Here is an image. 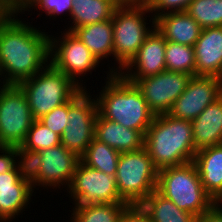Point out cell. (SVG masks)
<instances>
[{
  "label": "cell",
  "instance_id": "obj_1",
  "mask_svg": "<svg viewBox=\"0 0 222 222\" xmlns=\"http://www.w3.org/2000/svg\"><path fill=\"white\" fill-rule=\"evenodd\" d=\"M33 26L20 14L0 13V84L18 85L49 63L50 34Z\"/></svg>",
  "mask_w": 222,
  "mask_h": 222
},
{
  "label": "cell",
  "instance_id": "obj_2",
  "mask_svg": "<svg viewBox=\"0 0 222 222\" xmlns=\"http://www.w3.org/2000/svg\"><path fill=\"white\" fill-rule=\"evenodd\" d=\"M105 74V85L94 95L98 114L145 136L155 114L150 110L140 90L119 73L107 71Z\"/></svg>",
  "mask_w": 222,
  "mask_h": 222
},
{
  "label": "cell",
  "instance_id": "obj_3",
  "mask_svg": "<svg viewBox=\"0 0 222 222\" xmlns=\"http://www.w3.org/2000/svg\"><path fill=\"white\" fill-rule=\"evenodd\" d=\"M144 147L158 170L192 162L197 150L191 121L168 113L155 115L145 133Z\"/></svg>",
  "mask_w": 222,
  "mask_h": 222
},
{
  "label": "cell",
  "instance_id": "obj_4",
  "mask_svg": "<svg viewBox=\"0 0 222 222\" xmlns=\"http://www.w3.org/2000/svg\"><path fill=\"white\" fill-rule=\"evenodd\" d=\"M147 17H150L149 23H147ZM111 20L114 65H111V68L108 63L107 67L109 66L110 73L115 74L119 73L136 55L146 37L155 28V18L146 3H124L115 9Z\"/></svg>",
  "mask_w": 222,
  "mask_h": 222
},
{
  "label": "cell",
  "instance_id": "obj_5",
  "mask_svg": "<svg viewBox=\"0 0 222 222\" xmlns=\"http://www.w3.org/2000/svg\"><path fill=\"white\" fill-rule=\"evenodd\" d=\"M156 191L195 217L210 211L217 204L203 188L193 161L159 169Z\"/></svg>",
  "mask_w": 222,
  "mask_h": 222
},
{
  "label": "cell",
  "instance_id": "obj_6",
  "mask_svg": "<svg viewBox=\"0 0 222 222\" xmlns=\"http://www.w3.org/2000/svg\"><path fill=\"white\" fill-rule=\"evenodd\" d=\"M25 92L35 120L70 101L82 88L48 63L33 77L18 84Z\"/></svg>",
  "mask_w": 222,
  "mask_h": 222
},
{
  "label": "cell",
  "instance_id": "obj_7",
  "mask_svg": "<svg viewBox=\"0 0 222 222\" xmlns=\"http://www.w3.org/2000/svg\"><path fill=\"white\" fill-rule=\"evenodd\" d=\"M158 169L147 149L122 152L116 170L117 191L129 205H140L157 187Z\"/></svg>",
  "mask_w": 222,
  "mask_h": 222
},
{
  "label": "cell",
  "instance_id": "obj_8",
  "mask_svg": "<svg viewBox=\"0 0 222 222\" xmlns=\"http://www.w3.org/2000/svg\"><path fill=\"white\" fill-rule=\"evenodd\" d=\"M60 33L59 37L54 34L49 37V63L82 89H87L82 79L97 70L101 63L73 32Z\"/></svg>",
  "mask_w": 222,
  "mask_h": 222
},
{
  "label": "cell",
  "instance_id": "obj_9",
  "mask_svg": "<svg viewBox=\"0 0 222 222\" xmlns=\"http://www.w3.org/2000/svg\"><path fill=\"white\" fill-rule=\"evenodd\" d=\"M35 121L17 84H0V146H21Z\"/></svg>",
  "mask_w": 222,
  "mask_h": 222
},
{
  "label": "cell",
  "instance_id": "obj_10",
  "mask_svg": "<svg viewBox=\"0 0 222 222\" xmlns=\"http://www.w3.org/2000/svg\"><path fill=\"white\" fill-rule=\"evenodd\" d=\"M92 95L89 90L81 89L68 101L69 122L61 135V144L79 157L86 152L94 138L98 109Z\"/></svg>",
  "mask_w": 222,
  "mask_h": 222
},
{
  "label": "cell",
  "instance_id": "obj_11",
  "mask_svg": "<svg viewBox=\"0 0 222 222\" xmlns=\"http://www.w3.org/2000/svg\"><path fill=\"white\" fill-rule=\"evenodd\" d=\"M72 205L126 203L118 194L116 175L88 167L79 161L69 187L64 190Z\"/></svg>",
  "mask_w": 222,
  "mask_h": 222
},
{
  "label": "cell",
  "instance_id": "obj_12",
  "mask_svg": "<svg viewBox=\"0 0 222 222\" xmlns=\"http://www.w3.org/2000/svg\"><path fill=\"white\" fill-rule=\"evenodd\" d=\"M192 76L182 72L162 71L156 75L136 80L134 84L140 90L150 110L155 115L168 113L185 91Z\"/></svg>",
  "mask_w": 222,
  "mask_h": 222
},
{
  "label": "cell",
  "instance_id": "obj_13",
  "mask_svg": "<svg viewBox=\"0 0 222 222\" xmlns=\"http://www.w3.org/2000/svg\"><path fill=\"white\" fill-rule=\"evenodd\" d=\"M222 96V79L212 76H192L185 91L168 112L174 118L192 121L207 106Z\"/></svg>",
  "mask_w": 222,
  "mask_h": 222
},
{
  "label": "cell",
  "instance_id": "obj_14",
  "mask_svg": "<svg viewBox=\"0 0 222 222\" xmlns=\"http://www.w3.org/2000/svg\"><path fill=\"white\" fill-rule=\"evenodd\" d=\"M41 154V167L39 173V187L57 190L69 187L73 174L80 161V157L65 148L62 144L43 149ZM49 188V189H48Z\"/></svg>",
  "mask_w": 222,
  "mask_h": 222
},
{
  "label": "cell",
  "instance_id": "obj_15",
  "mask_svg": "<svg viewBox=\"0 0 222 222\" xmlns=\"http://www.w3.org/2000/svg\"><path fill=\"white\" fill-rule=\"evenodd\" d=\"M165 49V38L154 28L136 55L119 74L129 82L134 83L136 80L165 71Z\"/></svg>",
  "mask_w": 222,
  "mask_h": 222
},
{
  "label": "cell",
  "instance_id": "obj_16",
  "mask_svg": "<svg viewBox=\"0 0 222 222\" xmlns=\"http://www.w3.org/2000/svg\"><path fill=\"white\" fill-rule=\"evenodd\" d=\"M35 193L33 187L20 178L17 168L0 174V222H13L23 211H28L25 209Z\"/></svg>",
  "mask_w": 222,
  "mask_h": 222
},
{
  "label": "cell",
  "instance_id": "obj_17",
  "mask_svg": "<svg viewBox=\"0 0 222 222\" xmlns=\"http://www.w3.org/2000/svg\"><path fill=\"white\" fill-rule=\"evenodd\" d=\"M193 48L196 76L222 79V26L202 28Z\"/></svg>",
  "mask_w": 222,
  "mask_h": 222
},
{
  "label": "cell",
  "instance_id": "obj_18",
  "mask_svg": "<svg viewBox=\"0 0 222 222\" xmlns=\"http://www.w3.org/2000/svg\"><path fill=\"white\" fill-rule=\"evenodd\" d=\"M155 28L165 38L179 44L194 46L202 28L186 12H169L155 18Z\"/></svg>",
  "mask_w": 222,
  "mask_h": 222
},
{
  "label": "cell",
  "instance_id": "obj_19",
  "mask_svg": "<svg viewBox=\"0 0 222 222\" xmlns=\"http://www.w3.org/2000/svg\"><path fill=\"white\" fill-rule=\"evenodd\" d=\"M195 163L202 186L216 203L222 202V144L196 152Z\"/></svg>",
  "mask_w": 222,
  "mask_h": 222
},
{
  "label": "cell",
  "instance_id": "obj_20",
  "mask_svg": "<svg viewBox=\"0 0 222 222\" xmlns=\"http://www.w3.org/2000/svg\"><path fill=\"white\" fill-rule=\"evenodd\" d=\"M94 138L116 151H137L144 146V136L137 130L126 128L117 122L97 114Z\"/></svg>",
  "mask_w": 222,
  "mask_h": 222
},
{
  "label": "cell",
  "instance_id": "obj_21",
  "mask_svg": "<svg viewBox=\"0 0 222 222\" xmlns=\"http://www.w3.org/2000/svg\"><path fill=\"white\" fill-rule=\"evenodd\" d=\"M195 149L222 144V96L191 121Z\"/></svg>",
  "mask_w": 222,
  "mask_h": 222
},
{
  "label": "cell",
  "instance_id": "obj_22",
  "mask_svg": "<svg viewBox=\"0 0 222 222\" xmlns=\"http://www.w3.org/2000/svg\"><path fill=\"white\" fill-rule=\"evenodd\" d=\"M91 53L100 61L113 57V24L112 20L88 24L72 31ZM102 61V62H101Z\"/></svg>",
  "mask_w": 222,
  "mask_h": 222
},
{
  "label": "cell",
  "instance_id": "obj_23",
  "mask_svg": "<svg viewBox=\"0 0 222 222\" xmlns=\"http://www.w3.org/2000/svg\"><path fill=\"white\" fill-rule=\"evenodd\" d=\"M118 6L115 0H73L70 17L66 18L71 24L64 30L72 32L75 28L111 20Z\"/></svg>",
  "mask_w": 222,
  "mask_h": 222
},
{
  "label": "cell",
  "instance_id": "obj_24",
  "mask_svg": "<svg viewBox=\"0 0 222 222\" xmlns=\"http://www.w3.org/2000/svg\"><path fill=\"white\" fill-rule=\"evenodd\" d=\"M140 206L149 215L152 222H195L196 219L193 214L179 209L176 204L156 190Z\"/></svg>",
  "mask_w": 222,
  "mask_h": 222
},
{
  "label": "cell",
  "instance_id": "obj_25",
  "mask_svg": "<svg viewBox=\"0 0 222 222\" xmlns=\"http://www.w3.org/2000/svg\"><path fill=\"white\" fill-rule=\"evenodd\" d=\"M128 203H96L88 205H73L71 222H118Z\"/></svg>",
  "mask_w": 222,
  "mask_h": 222
},
{
  "label": "cell",
  "instance_id": "obj_26",
  "mask_svg": "<svg viewBox=\"0 0 222 222\" xmlns=\"http://www.w3.org/2000/svg\"><path fill=\"white\" fill-rule=\"evenodd\" d=\"M120 154L114 148L93 138L80 160L88 167L108 175H116Z\"/></svg>",
  "mask_w": 222,
  "mask_h": 222
},
{
  "label": "cell",
  "instance_id": "obj_27",
  "mask_svg": "<svg viewBox=\"0 0 222 222\" xmlns=\"http://www.w3.org/2000/svg\"><path fill=\"white\" fill-rule=\"evenodd\" d=\"M165 64L167 71L196 76L195 54L192 46L166 41Z\"/></svg>",
  "mask_w": 222,
  "mask_h": 222
},
{
  "label": "cell",
  "instance_id": "obj_28",
  "mask_svg": "<svg viewBox=\"0 0 222 222\" xmlns=\"http://www.w3.org/2000/svg\"><path fill=\"white\" fill-rule=\"evenodd\" d=\"M185 11L201 28L222 26V0H192Z\"/></svg>",
  "mask_w": 222,
  "mask_h": 222
},
{
  "label": "cell",
  "instance_id": "obj_29",
  "mask_svg": "<svg viewBox=\"0 0 222 222\" xmlns=\"http://www.w3.org/2000/svg\"><path fill=\"white\" fill-rule=\"evenodd\" d=\"M16 151V168L20 178L28 182L34 191L35 189L39 190V173L42 161L40 152L26 150L21 146H16Z\"/></svg>",
  "mask_w": 222,
  "mask_h": 222
},
{
  "label": "cell",
  "instance_id": "obj_30",
  "mask_svg": "<svg viewBox=\"0 0 222 222\" xmlns=\"http://www.w3.org/2000/svg\"><path fill=\"white\" fill-rule=\"evenodd\" d=\"M61 144V136L52 132L39 120H35L29 129L22 148L32 151H41Z\"/></svg>",
  "mask_w": 222,
  "mask_h": 222
},
{
  "label": "cell",
  "instance_id": "obj_31",
  "mask_svg": "<svg viewBox=\"0 0 222 222\" xmlns=\"http://www.w3.org/2000/svg\"><path fill=\"white\" fill-rule=\"evenodd\" d=\"M72 5L73 0H33L22 13L25 14L28 12L29 15V12H31L30 15H32V10L35 9L39 10V13L37 14L38 17L41 16L40 12H42L46 13L45 15H47V17L49 16V19H53L54 17V19H56L59 15L62 16L65 14L64 16H70Z\"/></svg>",
  "mask_w": 222,
  "mask_h": 222
},
{
  "label": "cell",
  "instance_id": "obj_32",
  "mask_svg": "<svg viewBox=\"0 0 222 222\" xmlns=\"http://www.w3.org/2000/svg\"><path fill=\"white\" fill-rule=\"evenodd\" d=\"M43 125L49 128L52 132H55L59 136L62 135L64 129L68 125V102L54 108L38 119Z\"/></svg>",
  "mask_w": 222,
  "mask_h": 222
},
{
  "label": "cell",
  "instance_id": "obj_33",
  "mask_svg": "<svg viewBox=\"0 0 222 222\" xmlns=\"http://www.w3.org/2000/svg\"><path fill=\"white\" fill-rule=\"evenodd\" d=\"M192 0H148L146 4L154 18L169 12L185 11Z\"/></svg>",
  "mask_w": 222,
  "mask_h": 222
},
{
  "label": "cell",
  "instance_id": "obj_34",
  "mask_svg": "<svg viewBox=\"0 0 222 222\" xmlns=\"http://www.w3.org/2000/svg\"><path fill=\"white\" fill-rule=\"evenodd\" d=\"M0 174L16 168V146H0Z\"/></svg>",
  "mask_w": 222,
  "mask_h": 222
},
{
  "label": "cell",
  "instance_id": "obj_35",
  "mask_svg": "<svg viewBox=\"0 0 222 222\" xmlns=\"http://www.w3.org/2000/svg\"><path fill=\"white\" fill-rule=\"evenodd\" d=\"M118 222H152L140 205H129L119 217Z\"/></svg>",
  "mask_w": 222,
  "mask_h": 222
},
{
  "label": "cell",
  "instance_id": "obj_36",
  "mask_svg": "<svg viewBox=\"0 0 222 222\" xmlns=\"http://www.w3.org/2000/svg\"><path fill=\"white\" fill-rule=\"evenodd\" d=\"M33 0H0V13H16L22 12L30 5Z\"/></svg>",
  "mask_w": 222,
  "mask_h": 222
},
{
  "label": "cell",
  "instance_id": "obj_37",
  "mask_svg": "<svg viewBox=\"0 0 222 222\" xmlns=\"http://www.w3.org/2000/svg\"><path fill=\"white\" fill-rule=\"evenodd\" d=\"M195 222H222V202L217 203L210 211L196 217Z\"/></svg>",
  "mask_w": 222,
  "mask_h": 222
},
{
  "label": "cell",
  "instance_id": "obj_38",
  "mask_svg": "<svg viewBox=\"0 0 222 222\" xmlns=\"http://www.w3.org/2000/svg\"><path fill=\"white\" fill-rule=\"evenodd\" d=\"M125 3H146L148 0H123Z\"/></svg>",
  "mask_w": 222,
  "mask_h": 222
},
{
  "label": "cell",
  "instance_id": "obj_39",
  "mask_svg": "<svg viewBox=\"0 0 222 222\" xmlns=\"http://www.w3.org/2000/svg\"><path fill=\"white\" fill-rule=\"evenodd\" d=\"M119 5L124 4L125 2L123 0H115Z\"/></svg>",
  "mask_w": 222,
  "mask_h": 222
}]
</instances>
